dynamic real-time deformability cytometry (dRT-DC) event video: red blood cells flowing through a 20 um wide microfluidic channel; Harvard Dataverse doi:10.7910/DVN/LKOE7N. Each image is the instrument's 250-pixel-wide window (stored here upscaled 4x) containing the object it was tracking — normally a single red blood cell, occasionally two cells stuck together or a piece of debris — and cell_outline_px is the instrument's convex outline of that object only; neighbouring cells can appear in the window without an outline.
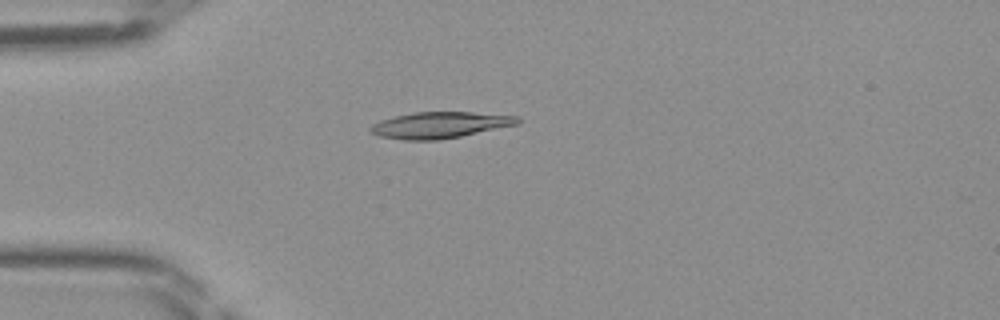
{"species": "Egyptian fruit bat (a non-hibernating species)", "species_latin": "Rousettus aegyptiacus", "temperature_condition": "room temperature", "stored_images_in_passage": 47, "camera_frame_rate_fps": 3000, "um_per_image_px": 0.085, "frame": {"image": 1, "passage_image": 13, "time_ms": 4.0, "image_size_px": [1000, 320], "cell_outline_px": [[520, 124], [440, 140], [404, 140], [380, 136], [372, 132], [368, 128], [372, 124], [380, 120], [396, 116], [416, 112], [472, 112], [520, 116]], "centroid_in_image_um": [37.42, 10.62], "position_along_channel_um": 47.6, "area_um2": 22.48}}
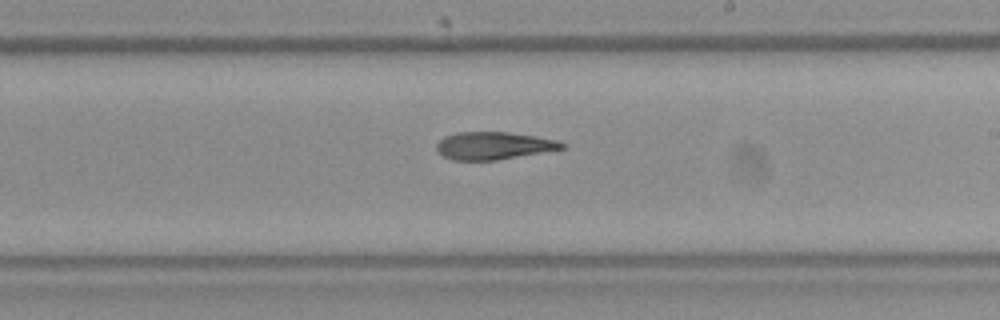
{"frame": {"image": 2, "passage_image": 28, "time_ms": 9.0, "image_size_px": [1000, 320], "cell_outline_px": [[568, 148], [496, 160], [452, 160], [444, 156], [436, 148], [436, 144], [444, 136], [456, 132], [508, 132], [536, 136], [556, 140], [568, 144]], "centroid_in_image_um": [42.0, 12.38], "position_along_channel_um": 247.0, "area_um2": 20.23}}
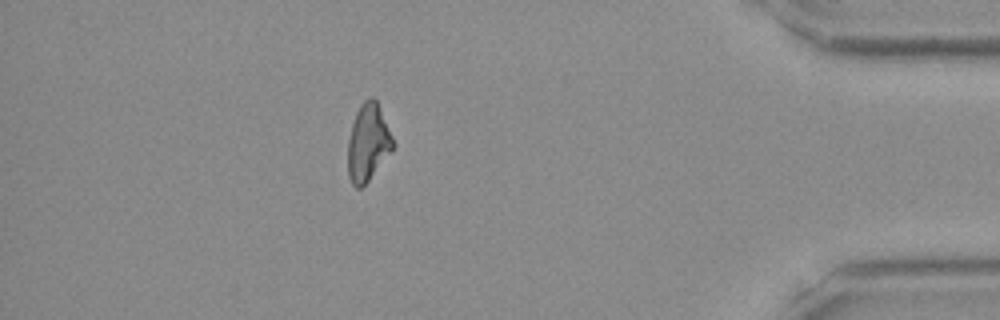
{"frame": {"image": 3, "passage_image": 42, "time_ms": 13.667, "image_size_px": [1000, 320], "cell_outline_px": [[396, 144], [368, 180], [360, 188], [356, 188], [352, 184], [348, 176], [348, 140], [352, 124], [356, 112], [360, 104], [368, 96], [372, 96], [376, 100]], "centroid_in_image_um": [31.27, 12.09], "position_along_channel_um": 403.9, "area_um2": 20.06}}